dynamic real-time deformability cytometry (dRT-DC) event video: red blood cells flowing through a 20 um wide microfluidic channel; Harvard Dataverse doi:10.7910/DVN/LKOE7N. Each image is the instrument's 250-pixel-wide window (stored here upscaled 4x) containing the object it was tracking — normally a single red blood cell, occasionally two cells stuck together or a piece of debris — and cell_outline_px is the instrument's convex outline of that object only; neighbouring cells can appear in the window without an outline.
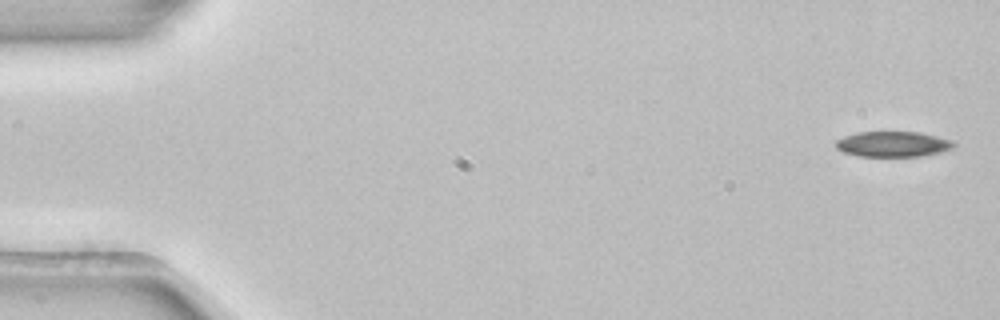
{"species": "common noctule bat (a hibernating species)", "species_latin": "Nyctalus noctula", "temperature_condition": "room temperature", "stored_images_in_passage": 5, "segment_of_instrument_passage": [1, 2], "camera_frame_rate_fps": 3000, "um_per_image_px": 0.085, "animal": {"sex": "female", "body_mass_g": 22.7, "forearm_length_mm": 54.2}, "frame": {"image": 1, "passage_image": 1, "time_ms": 0.0, "image_size_px": [1000, 320], "cell_outline_px": [[956, 144], [952, 148], [940, 152], [924, 156], [856, 156], [844, 152], [836, 148], [832, 144], [836, 140], [844, 136], [856, 132], [920, 132], [952, 140]], "centroid_in_image_um": [75.86, 12.25], "position_along_channel_um": 9.1, "area_um2": 17.63}}